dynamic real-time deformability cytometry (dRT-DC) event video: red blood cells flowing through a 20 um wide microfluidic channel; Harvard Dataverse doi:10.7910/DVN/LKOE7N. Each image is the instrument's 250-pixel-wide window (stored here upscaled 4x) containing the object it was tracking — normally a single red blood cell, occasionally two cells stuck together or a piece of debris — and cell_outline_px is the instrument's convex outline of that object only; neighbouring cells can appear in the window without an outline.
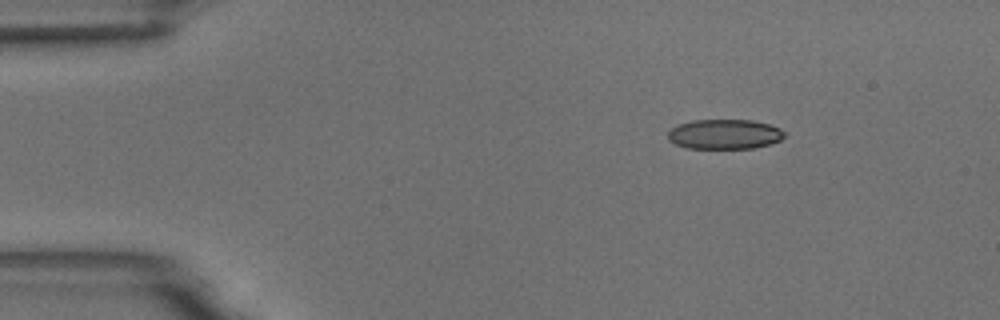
{"species": "common noctule bat (a hibernating species)", "species_latin": "Nyctalus noctula", "temperature_condition": "room temperature", "stored_images_in_passage": 6, "camera_frame_rate_fps": 3000, "um_per_image_px": 0.085, "animal": {"sex": "male", "body_mass_g": 18.8}, "frame": {"image": 1, "passage_image": 6, "time_ms": 6.667, "image_size_px": [1000, 320], "cell_outline_px": [[784, 136], [780, 140], [768, 144], [752, 148], [688, 148], [676, 144], [668, 140], [668, 132], [676, 124], [692, 120], [752, 120], [768, 124], [780, 128], [784, 132]], "centroid_in_image_um": [61.55, 11.4], "position_along_channel_um": 23.4, "area_um2": 20.17}}